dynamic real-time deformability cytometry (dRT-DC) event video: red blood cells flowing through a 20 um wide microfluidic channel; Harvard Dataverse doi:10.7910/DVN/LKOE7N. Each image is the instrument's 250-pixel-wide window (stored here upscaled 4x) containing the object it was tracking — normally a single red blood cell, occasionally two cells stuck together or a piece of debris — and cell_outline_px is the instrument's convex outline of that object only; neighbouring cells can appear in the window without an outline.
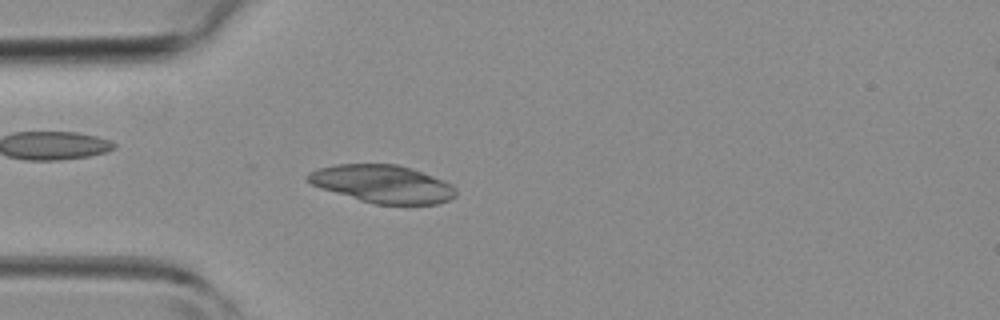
{"species": "common noctule bat (a hibernating species)", "species_latin": "Nyctalus noctula", "temperature_condition": "room temperature", "stored_images_in_passage": 3, "segment_of_instrument_passage": [1, 2], "camera_frame_rate_fps": 3000, "um_per_image_px": 0.085, "animal": {"sex": "female", "body_mass_g": 19.3, "forearm_length_mm": 54.1}, "frame": {"image": 1, "passage_image": 2, "time_ms": 1.0, "image_size_px": [1000, 320], "cell_outline_px": [[456, 196], [448, 200], [436, 204], [376, 204], [360, 200], [312, 184], [304, 176], [308, 172], [316, 168], [336, 164], [396, 164], [412, 168], [444, 180], [452, 184], [456, 188]], "centroid_in_image_um": [32.54, 15.62], "position_along_channel_um": 52.5, "area_um2": 32.48}}